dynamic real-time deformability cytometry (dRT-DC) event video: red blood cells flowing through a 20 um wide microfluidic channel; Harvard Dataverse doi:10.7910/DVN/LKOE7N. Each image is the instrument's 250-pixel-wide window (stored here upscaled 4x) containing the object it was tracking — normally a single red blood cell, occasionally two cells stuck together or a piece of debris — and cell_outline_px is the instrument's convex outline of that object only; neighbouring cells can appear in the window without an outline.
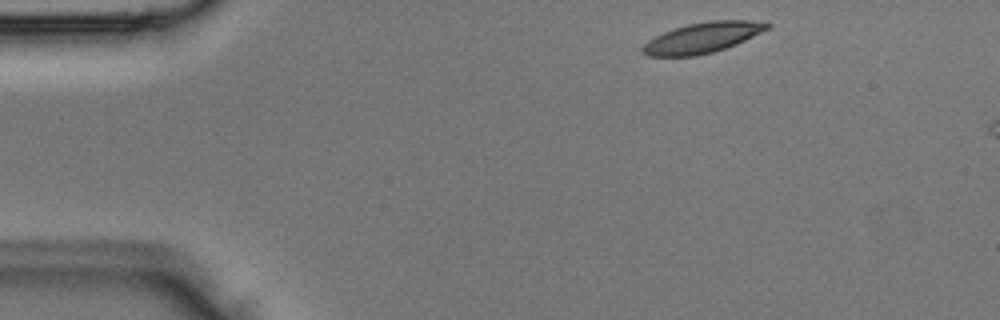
{"species": "Egyptian fruit bat (a non-hibernating species)", "species_latin": "Rousettus aegyptiacus", "temperature_condition": "room temperature", "stored_images_in_passage": 3, "camera_frame_rate_fps": 3000, "um_per_image_px": 0.085, "animal": {"sex": "male"}, "frame": {"image": 1, "passage_image": 1, "time_ms": 0.0, "image_size_px": [1000, 320], "cell_outline_px": [[772, 24], [768, 28], [736, 44], [712, 52], [696, 56], [648, 56], [640, 52], [640, 48], [648, 40], [664, 32], [688, 24], [708, 20], [748, 20]], "centroid_in_image_um": [59.66, 3.21], "position_along_channel_um": 25.3, "area_um2": 21.85}}